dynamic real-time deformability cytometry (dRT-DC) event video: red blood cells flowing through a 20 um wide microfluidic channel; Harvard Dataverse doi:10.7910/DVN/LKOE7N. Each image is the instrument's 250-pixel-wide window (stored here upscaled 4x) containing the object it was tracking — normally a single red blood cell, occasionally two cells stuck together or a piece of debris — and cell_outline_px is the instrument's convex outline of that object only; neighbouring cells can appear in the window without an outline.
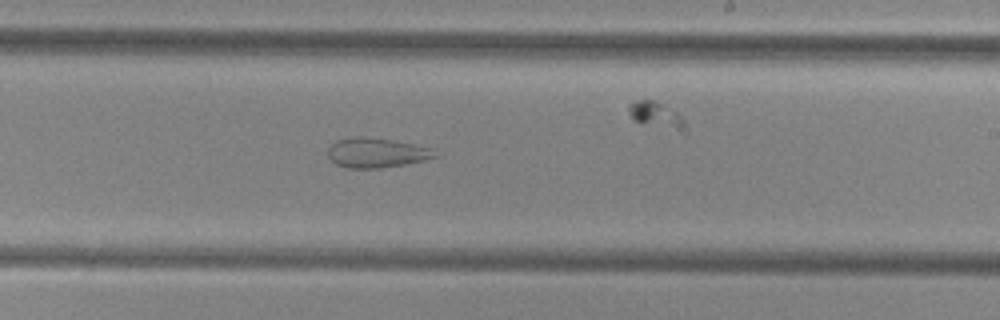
{"species": "common noctule bat (a hibernating species)", "species_latin": "Nyctalus noctula", "temperature_condition": "cold", "stored_images_in_passage": 36, "camera_frame_rate_fps": 3000, "um_per_image_px": 0.085, "animal": {"sex": "female", "body_mass_g": 29.2, "forearm_length_mm": 56.3}, "frame": {"image": 1, "passage_image": 16, "time_ms": 5.0, "image_size_px": [1000, 320], "cell_outline_px": [[440, 156], [408, 164], [380, 168], [344, 168], [336, 164], [328, 156], [328, 148], [336, 140], [352, 136], [364, 136], [392, 140], [432, 148]], "centroid_in_image_um": [32.0, 12.99], "position_along_channel_um": 257.0, "area_um2": 18.73}}
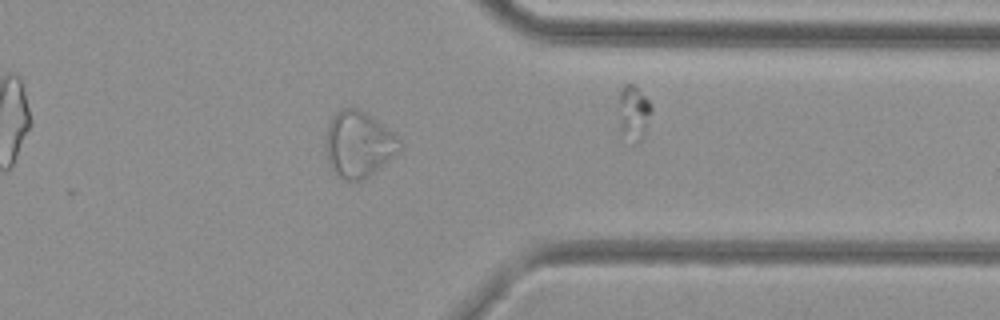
{"frame": {"image": 2, "passage_image": 26, "time_ms": 8.333, "image_size_px": [1000, 320], "cell_outline_px": [[404, 144], [400, 152], [368, 176], [360, 180], [344, 180], [336, 176], [328, 164], [324, 152], [324, 140], [328, 124], [336, 112], [340, 108], [360, 108], [400, 136]], "centroid_in_image_um": [30.48, 12.25], "position_along_channel_um": 380.9, "area_um2": 29.25}}
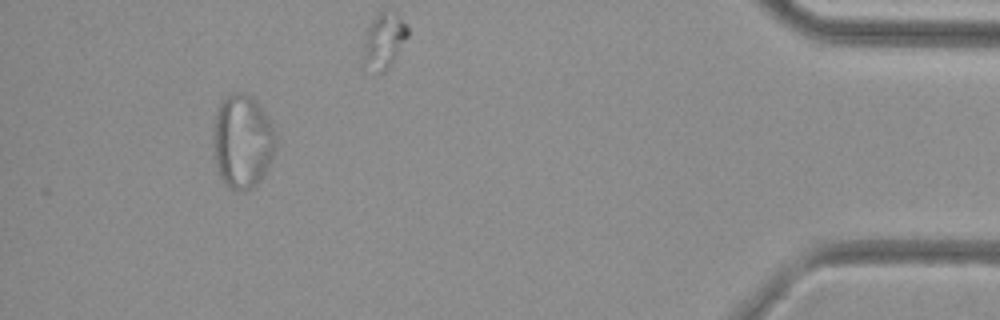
{"frame": {"image": 3, "passage_image": 33, "time_ms": 10.667, "image_size_px": [1000, 320], "cell_outline_px": [[276, 148], [260, 180], [252, 188], [244, 192], [236, 192], [228, 188], [220, 176], [216, 168], [216, 112], [220, 100], [232, 92], [240, 92], [252, 96], [256, 100], [264, 112], [276, 136]], "centroid_in_image_um": [20.62, 12.03], "position_along_channel_um": 414.6, "area_um2": 33.58}}